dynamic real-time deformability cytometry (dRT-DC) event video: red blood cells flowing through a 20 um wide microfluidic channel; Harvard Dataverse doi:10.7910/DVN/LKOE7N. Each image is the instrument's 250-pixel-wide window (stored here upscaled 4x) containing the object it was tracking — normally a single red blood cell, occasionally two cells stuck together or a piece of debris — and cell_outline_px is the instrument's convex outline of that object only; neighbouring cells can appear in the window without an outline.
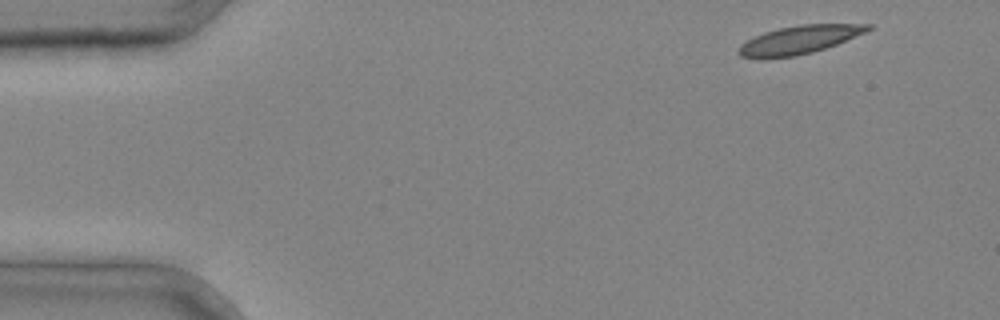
{"species": "common noctule bat (a hibernating species)", "species_latin": "Nyctalus noctula", "temperature_condition": "cold", "stored_images_in_passage": 3, "camera_frame_rate_fps": 3000, "um_per_image_px": 0.085, "animal": {"sex": "male", "body_mass_g": 20.4}, "frame": {"image": 1, "passage_image": 1, "time_ms": 0.0, "image_size_px": [1000, 320], "cell_outline_px": [[872, 28], [864, 32], [836, 44], [812, 52], [796, 56], [764, 60], [740, 56], [740, 44], [764, 32], [780, 28], [800, 24], [872, 24]], "centroid_in_image_um": [67.89, 3.4], "position_along_channel_um": 17.1, "area_um2": 21.15}}
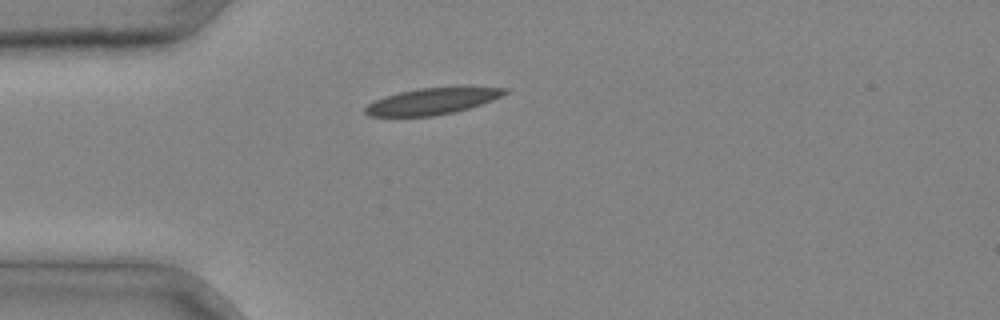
{"frame": {"image": 2, "passage_image": 3, "time_ms": 0.667, "image_size_px": [1000, 320], "cell_outline_px": [[508, 92], [492, 100], [468, 108], [452, 112], [432, 116], [368, 116], [364, 112], [364, 108], [368, 104], [376, 100], [400, 92], [420, 88], [508, 88]], "centroid_in_image_um": [36.68, 8.62], "position_along_channel_um": 48.3, "area_um2": 20.69}}